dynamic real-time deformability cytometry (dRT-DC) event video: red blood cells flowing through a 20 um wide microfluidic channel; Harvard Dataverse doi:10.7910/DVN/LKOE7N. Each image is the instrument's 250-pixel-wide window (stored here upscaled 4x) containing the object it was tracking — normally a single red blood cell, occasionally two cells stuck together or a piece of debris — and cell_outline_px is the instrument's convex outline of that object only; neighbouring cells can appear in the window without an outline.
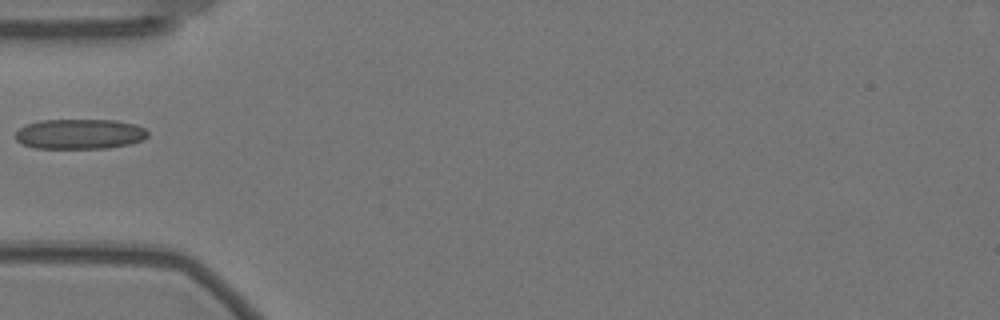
{"species": "Egyptian fruit bat (a non-hibernating species)", "species_latin": "Rousettus aegyptiacus", "temperature_condition": "warm", "stored_images_in_passage": 8, "camera_frame_rate_fps": 3000, "um_per_image_px": 0.085, "animal": {"sex": "female"}, "frame": {"image": 1, "passage_image": 1, "time_ms": 0.0, "image_size_px": [1000, 320], "cell_outline_px": [[148, 136], [144, 140], [128, 144], [108, 148], [36, 148], [24, 144], [16, 140], [16, 132], [20, 128], [28, 124], [40, 120], [116, 120], [132, 124], [144, 128], [148, 132]], "centroid_in_image_um": [6.79, 11.39], "position_along_channel_um": 78.2, "area_um2": 23.06}}
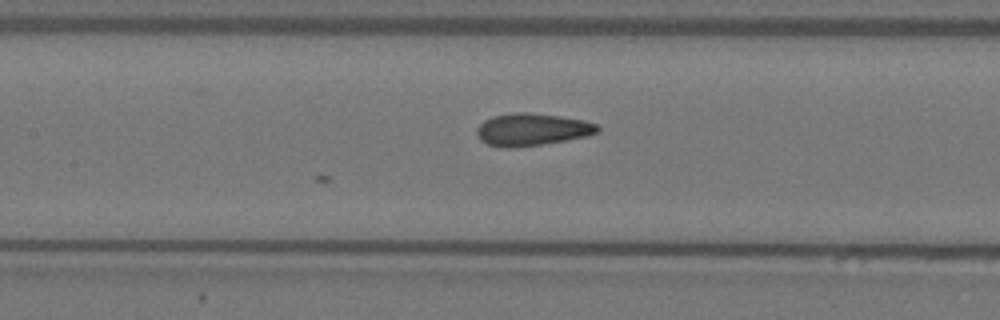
{"frame": {"image": 2, "passage_image": 8, "time_ms": 2.333, "image_size_px": [1000, 320], "cell_outline_px": [[600, 128], [596, 132], [584, 136], [564, 140], [540, 144], [512, 148], [504, 148], [488, 144], [480, 140], [476, 132], [476, 128], [484, 120], [492, 116], [512, 112], [528, 112], [560, 116], [584, 120], [596, 124]], "centroid_in_image_um": [45.15, 10.99], "position_along_channel_um": 162.2, "area_um2": 22.6}}